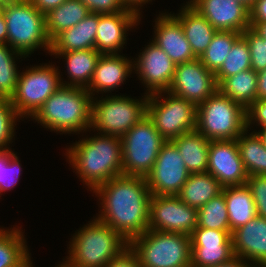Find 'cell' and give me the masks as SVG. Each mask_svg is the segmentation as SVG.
Wrapping results in <instances>:
<instances>
[{
    "label": "cell",
    "instance_id": "cell-37",
    "mask_svg": "<svg viewBox=\"0 0 266 267\" xmlns=\"http://www.w3.org/2000/svg\"><path fill=\"white\" fill-rule=\"evenodd\" d=\"M17 118L21 117L15 111L10 99L0 98V151L10 149L8 145L14 138Z\"/></svg>",
    "mask_w": 266,
    "mask_h": 267
},
{
    "label": "cell",
    "instance_id": "cell-24",
    "mask_svg": "<svg viewBox=\"0 0 266 267\" xmlns=\"http://www.w3.org/2000/svg\"><path fill=\"white\" fill-rule=\"evenodd\" d=\"M180 13L172 14L182 25L186 39L197 58L205 52L217 30L188 2L180 9Z\"/></svg>",
    "mask_w": 266,
    "mask_h": 267
},
{
    "label": "cell",
    "instance_id": "cell-42",
    "mask_svg": "<svg viewBox=\"0 0 266 267\" xmlns=\"http://www.w3.org/2000/svg\"><path fill=\"white\" fill-rule=\"evenodd\" d=\"M266 126V99H256L246 109V129H251L250 125Z\"/></svg>",
    "mask_w": 266,
    "mask_h": 267
},
{
    "label": "cell",
    "instance_id": "cell-9",
    "mask_svg": "<svg viewBox=\"0 0 266 267\" xmlns=\"http://www.w3.org/2000/svg\"><path fill=\"white\" fill-rule=\"evenodd\" d=\"M122 174L146 177L166 140L145 116L121 138Z\"/></svg>",
    "mask_w": 266,
    "mask_h": 267
},
{
    "label": "cell",
    "instance_id": "cell-5",
    "mask_svg": "<svg viewBox=\"0 0 266 267\" xmlns=\"http://www.w3.org/2000/svg\"><path fill=\"white\" fill-rule=\"evenodd\" d=\"M2 11L7 27L6 43L12 49L25 58L39 48L50 53L52 42L46 30V16L30 1L5 2Z\"/></svg>",
    "mask_w": 266,
    "mask_h": 267
},
{
    "label": "cell",
    "instance_id": "cell-26",
    "mask_svg": "<svg viewBox=\"0 0 266 267\" xmlns=\"http://www.w3.org/2000/svg\"><path fill=\"white\" fill-rule=\"evenodd\" d=\"M222 191L227 205L231 232L257 216L256 205L247 184L223 187Z\"/></svg>",
    "mask_w": 266,
    "mask_h": 267
},
{
    "label": "cell",
    "instance_id": "cell-15",
    "mask_svg": "<svg viewBox=\"0 0 266 267\" xmlns=\"http://www.w3.org/2000/svg\"><path fill=\"white\" fill-rule=\"evenodd\" d=\"M133 60V69L141 83L148 88L146 95L167 92L172 82L176 64L155 42L151 41Z\"/></svg>",
    "mask_w": 266,
    "mask_h": 267
},
{
    "label": "cell",
    "instance_id": "cell-19",
    "mask_svg": "<svg viewBox=\"0 0 266 267\" xmlns=\"http://www.w3.org/2000/svg\"><path fill=\"white\" fill-rule=\"evenodd\" d=\"M140 21V16L131 10L114 14H98L95 49L101 55L119 54L125 45L126 33Z\"/></svg>",
    "mask_w": 266,
    "mask_h": 267
},
{
    "label": "cell",
    "instance_id": "cell-49",
    "mask_svg": "<svg viewBox=\"0 0 266 267\" xmlns=\"http://www.w3.org/2000/svg\"><path fill=\"white\" fill-rule=\"evenodd\" d=\"M7 27L2 8H0V43H6Z\"/></svg>",
    "mask_w": 266,
    "mask_h": 267
},
{
    "label": "cell",
    "instance_id": "cell-18",
    "mask_svg": "<svg viewBox=\"0 0 266 267\" xmlns=\"http://www.w3.org/2000/svg\"><path fill=\"white\" fill-rule=\"evenodd\" d=\"M196 9L217 31L242 33L250 27V11L239 0H190Z\"/></svg>",
    "mask_w": 266,
    "mask_h": 267
},
{
    "label": "cell",
    "instance_id": "cell-4",
    "mask_svg": "<svg viewBox=\"0 0 266 267\" xmlns=\"http://www.w3.org/2000/svg\"><path fill=\"white\" fill-rule=\"evenodd\" d=\"M79 230L69 242L66 257L77 267H104L129 245L118 232L96 218Z\"/></svg>",
    "mask_w": 266,
    "mask_h": 267
},
{
    "label": "cell",
    "instance_id": "cell-55",
    "mask_svg": "<svg viewBox=\"0 0 266 267\" xmlns=\"http://www.w3.org/2000/svg\"><path fill=\"white\" fill-rule=\"evenodd\" d=\"M5 2H27L30 0H4Z\"/></svg>",
    "mask_w": 266,
    "mask_h": 267
},
{
    "label": "cell",
    "instance_id": "cell-34",
    "mask_svg": "<svg viewBox=\"0 0 266 267\" xmlns=\"http://www.w3.org/2000/svg\"><path fill=\"white\" fill-rule=\"evenodd\" d=\"M251 68L250 49L246 39L241 35L231 47L221 68L215 73V80L219 85L226 77Z\"/></svg>",
    "mask_w": 266,
    "mask_h": 267
},
{
    "label": "cell",
    "instance_id": "cell-13",
    "mask_svg": "<svg viewBox=\"0 0 266 267\" xmlns=\"http://www.w3.org/2000/svg\"><path fill=\"white\" fill-rule=\"evenodd\" d=\"M190 174L178 148L172 141H166L146 181L152 195H178Z\"/></svg>",
    "mask_w": 266,
    "mask_h": 267
},
{
    "label": "cell",
    "instance_id": "cell-3",
    "mask_svg": "<svg viewBox=\"0 0 266 267\" xmlns=\"http://www.w3.org/2000/svg\"><path fill=\"white\" fill-rule=\"evenodd\" d=\"M92 97L85 88L61 85L31 117L45 128L68 134L91 130Z\"/></svg>",
    "mask_w": 266,
    "mask_h": 267
},
{
    "label": "cell",
    "instance_id": "cell-20",
    "mask_svg": "<svg viewBox=\"0 0 266 267\" xmlns=\"http://www.w3.org/2000/svg\"><path fill=\"white\" fill-rule=\"evenodd\" d=\"M155 22L152 41L163 49L176 65L197 59L182 25L172 14L161 13Z\"/></svg>",
    "mask_w": 266,
    "mask_h": 267
},
{
    "label": "cell",
    "instance_id": "cell-30",
    "mask_svg": "<svg viewBox=\"0 0 266 267\" xmlns=\"http://www.w3.org/2000/svg\"><path fill=\"white\" fill-rule=\"evenodd\" d=\"M89 9L80 0H66L46 14V30L51 42L63 31L75 26L88 14Z\"/></svg>",
    "mask_w": 266,
    "mask_h": 267
},
{
    "label": "cell",
    "instance_id": "cell-52",
    "mask_svg": "<svg viewBox=\"0 0 266 267\" xmlns=\"http://www.w3.org/2000/svg\"><path fill=\"white\" fill-rule=\"evenodd\" d=\"M256 134V136L261 140L262 145L266 148V126L260 127V131L256 132L252 131Z\"/></svg>",
    "mask_w": 266,
    "mask_h": 267
},
{
    "label": "cell",
    "instance_id": "cell-45",
    "mask_svg": "<svg viewBox=\"0 0 266 267\" xmlns=\"http://www.w3.org/2000/svg\"><path fill=\"white\" fill-rule=\"evenodd\" d=\"M65 1L66 0H30L33 6L44 15L60 6Z\"/></svg>",
    "mask_w": 266,
    "mask_h": 267
},
{
    "label": "cell",
    "instance_id": "cell-21",
    "mask_svg": "<svg viewBox=\"0 0 266 267\" xmlns=\"http://www.w3.org/2000/svg\"><path fill=\"white\" fill-rule=\"evenodd\" d=\"M234 254L251 261L258 267H266V219L256 216L231 233ZM258 264V265H257Z\"/></svg>",
    "mask_w": 266,
    "mask_h": 267
},
{
    "label": "cell",
    "instance_id": "cell-22",
    "mask_svg": "<svg viewBox=\"0 0 266 267\" xmlns=\"http://www.w3.org/2000/svg\"><path fill=\"white\" fill-rule=\"evenodd\" d=\"M132 70L133 61L123 55H101L97 61L89 86L86 89L91 94V97L95 96V92H111L121 86V84H124L123 82L131 74Z\"/></svg>",
    "mask_w": 266,
    "mask_h": 267
},
{
    "label": "cell",
    "instance_id": "cell-47",
    "mask_svg": "<svg viewBox=\"0 0 266 267\" xmlns=\"http://www.w3.org/2000/svg\"><path fill=\"white\" fill-rule=\"evenodd\" d=\"M257 99H266V69L257 73Z\"/></svg>",
    "mask_w": 266,
    "mask_h": 267
},
{
    "label": "cell",
    "instance_id": "cell-2",
    "mask_svg": "<svg viewBox=\"0 0 266 267\" xmlns=\"http://www.w3.org/2000/svg\"><path fill=\"white\" fill-rule=\"evenodd\" d=\"M98 135L76 141L65 154L90 191L122 174L121 139L112 135Z\"/></svg>",
    "mask_w": 266,
    "mask_h": 267
},
{
    "label": "cell",
    "instance_id": "cell-28",
    "mask_svg": "<svg viewBox=\"0 0 266 267\" xmlns=\"http://www.w3.org/2000/svg\"><path fill=\"white\" fill-rule=\"evenodd\" d=\"M222 186L210 173H191L178 197L190 207L199 209L222 192Z\"/></svg>",
    "mask_w": 266,
    "mask_h": 267
},
{
    "label": "cell",
    "instance_id": "cell-39",
    "mask_svg": "<svg viewBox=\"0 0 266 267\" xmlns=\"http://www.w3.org/2000/svg\"><path fill=\"white\" fill-rule=\"evenodd\" d=\"M246 184L251 190L257 216L266 219V175L248 176Z\"/></svg>",
    "mask_w": 266,
    "mask_h": 267
},
{
    "label": "cell",
    "instance_id": "cell-32",
    "mask_svg": "<svg viewBox=\"0 0 266 267\" xmlns=\"http://www.w3.org/2000/svg\"><path fill=\"white\" fill-rule=\"evenodd\" d=\"M248 131L245 130L237 138L241 160L248 176L266 175V148L254 132L248 135Z\"/></svg>",
    "mask_w": 266,
    "mask_h": 267
},
{
    "label": "cell",
    "instance_id": "cell-36",
    "mask_svg": "<svg viewBox=\"0 0 266 267\" xmlns=\"http://www.w3.org/2000/svg\"><path fill=\"white\" fill-rule=\"evenodd\" d=\"M7 45V43H0V98L10 99L15 92L19 75L15 59L17 56L22 58L24 55Z\"/></svg>",
    "mask_w": 266,
    "mask_h": 267
},
{
    "label": "cell",
    "instance_id": "cell-23",
    "mask_svg": "<svg viewBox=\"0 0 266 267\" xmlns=\"http://www.w3.org/2000/svg\"><path fill=\"white\" fill-rule=\"evenodd\" d=\"M98 14L89 13L75 26L60 33L51 43L50 52H70L95 48Z\"/></svg>",
    "mask_w": 266,
    "mask_h": 267
},
{
    "label": "cell",
    "instance_id": "cell-53",
    "mask_svg": "<svg viewBox=\"0 0 266 267\" xmlns=\"http://www.w3.org/2000/svg\"><path fill=\"white\" fill-rule=\"evenodd\" d=\"M56 267H77L72 265L67 259Z\"/></svg>",
    "mask_w": 266,
    "mask_h": 267
},
{
    "label": "cell",
    "instance_id": "cell-50",
    "mask_svg": "<svg viewBox=\"0 0 266 267\" xmlns=\"http://www.w3.org/2000/svg\"><path fill=\"white\" fill-rule=\"evenodd\" d=\"M14 154L11 149L0 151V184H1V174H2V166H6L9 158Z\"/></svg>",
    "mask_w": 266,
    "mask_h": 267
},
{
    "label": "cell",
    "instance_id": "cell-38",
    "mask_svg": "<svg viewBox=\"0 0 266 267\" xmlns=\"http://www.w3.org/2000/svg\"><path fill=\"white\" fill-rule=\"evenodd\" d=\"M246 39L251 57V68L259 73L266 69V39L256 33L251 27L242 32Z\"/></svg>",
    "mask_w": 266,
    "mask_h": 267
},
{
    "label": "cell",
    "instance_id": "cell-7",
    "mask_svg": "<svg viewBox=\"0 0 266 267\" xmlns=\"http://www.w3.org/2000/svg\"><path fill=\"white\" fill-rule=\"evenodd\" d=\"M129 245L142 267H191L189 235L148 229L133 238Z\"/></svg>",
    "mask_w": 266,
    "mask_h": 267
},
{
    "label": "cell",
    "instance_id": "cell-54",
    "mask_svg": "<svg viewBox=\"0 0 266 267\" xmlns=\"http://www.w3.org/2000/svg\"><path fill=\"white\" fill-rule=\"evenodd\" d=\"M239 1L243 2L247 7L250 8L255 3L256 0H239Z\"/></svg>",
    "mask_w": 266,
    "mask_h": 267
},
{
    "label": "cell",
    "instance_id": "cell-25",
    "mask_svg": "<svg viewBox=\"0 0 266 267\" xmlns=\"http://www.w3.org/2000/svg\"><path fill=\"white\" fill-rule=\"evenodd\" d=\"M51 55L63 56L66 60L67 74L70 82L61 83L63 86L87 88L92 79L97 61L101 54L95 49L77 50L70 52H50Z\"/></svg>",
    "mask_w": 266,
    "mask_h": 267
},
{
    "label": "cell",
    "instance_id": "cell-46",
    "mask_svg": "<svg viewBox=\"0 0 266 267\" xmlns=\"http://www.w3.org/2000/svg\"><path fill=\"white\" fill-rule=\"evenodd\" d=\"M248 262L249 261L246 262L245 259H242L235 255L233 258L229 259L228 261H225V262H222L221 264L213 265L210 267H258L256 265L253 266L251 263L249 265Z\"/></svg>",
    "mask_w": 266,
    "mask_h": 267
},
{
    "label": "cell",
    "instance_id": "cell-43",
    "mask_svg": "<svg viewBox=\"0 0 266 267\" xmlns=\"http://www.w3.org/2000/svg\"><path fill=\"white\" fill-rule=\"evenodd\" d=\"M104 267H142L136 252L128 245Z\"/></svg>",
    "mask_w": 266,
    "mask_h": 267
},
{
    "label": "cell",
    "instance_id": "cell-41",
    "mask_svg": "<svg viewBox=\"0 0 266 267\" xmlns=\"http://www.w3.org/2000/svg\"><path fill=\"white\" fill-rule=\"evenodd\" d=\"M88 7L90 13L114 14L128 9L122 4L121 0H80Z\"/></svg>",
    "mask_w": 266,
    "mask_h": 267
},
{
    "label": "cell",
    "instance_id": "cell-11",
    "mask_svg": "<svg viewBox=\"0 0 266 267\" xmlns=\"http://www.w3.org/2000/svg\"><path fill=\"white\" fill-rule=\"evenodd\" d=\"M52 64H42L26 69L18 75L10 102L21 117H32L44 102L62 85L63 79Z\"/></svg>",
    "mask_w": 266,
    "mask_h": 267
},
{
    "label": "cell",
    "instance_id": "cell-48",
    "mask_svg": "<svg viewBox=\"0 0 266 267\" xmlns=\"http://www.w3.org/2000/svg\"><path fill=\"white\" fill-rule=\"evenodd\" d=\"M152 0H121L126 9H129L140 16V8L142 5Z\"/></svg>",
    "mask_w": 266,
    "mask_h": 267
},
{
    "label": "cell",
    "instance_id": "cell-27",
    "mask_svg": "<svg viewBox=\"0 0 266 267\" xmlns=\"http://www.w3.org/2000/svg\"><path fill=\"white\" fill-rule=\"evenodd\" d=\"M171 141L178 148L190 173L207 172L210 140L195 130L175 137Z\"/></svg>",
    "mask_w": 266,
    "mask_h": 267
},
{
    "label": "cell",
    "instance_id": "cell-1",
    "mask_svg": "<svg viewBox=\"0 0 266 267\" xmlns=\"http://www.w3.org/2000/svg\"><path fill=\"white\" fill-rule=\"evenodd\" d=\"M93 193L101 200L96 219L110 226L126 241L148 230L151 191L146 177L121 174L99 185Z\"/></svg>",
    "mask_w": 266,
    "mask_h": 267
},
{
    "label": "cell",
    "instance_id": "cell-35",
    "mask_svg": "<svg viewBox=\"0 0 266 267\" xmlns=\"http://www.w3.org/2000/svg\"><path fill=\"white\" fill-rule=\"evenodd\" d=\"M197 226L208 229L230 231L227 205L223 191L197 209Z\"/></svg>",
    "mask_w": 266,
    "mask_h": 267
},
{
    "label": "cell",
    "instance_id": "cell-16",
    "mask_svg": "<svg viewBox=\"0 0 266 267\" xmlns=\"http://www.w3.org/2000/svg\"><path fill=\"white\" fill-rule=\"evenodd\" d=\"M207 172L222 187L246 184L248 174L239 155L237 139L210 141Z\"/></svg>",
    "mask_w": 266,
    "mask_h": 267
},
{
    "label": "cell",
    "instance_id": "cell-8",
    "mask_svg": "<svg viewBox=\"0 0 266 267\" xmlns=\"http://www.w3.org/2000/svg\"><path fill=\"white\" fill-rule=\"evenodd\" d=\"M142 97L133 99L124 95H112L101 100L92 97V130L96 129L99 134L121 138L147 116L148 95Z\"/></svg>",
    "mask_w": 266,
    "mask_h": 267
},
{
    "label": "cell",
    "instance_id": "cell-29",
    "mask_svg": "<svg viewBox=\"0 0 266 267\" xmlns=\"http://www.w3.org/2000/svg\"><path fill=\"white\" fill-rule=\"evenodd\" d=\"M20 227L0 230V267H33Z\"/></svg>",
    "mask_w": 266,
    "mask_h": 267
},
{
    "label": "cell",
    "instance_id": "cell-40",
    "mask_svg": "<svg viewBox=\"0 0 266 267\" xmlns=\"http://www.w3.org/2000/svg\"><path fill=\"white\" fill-rule=\"evenodd\" d=\"M17 155L14 153L6 166H2L1 184H0V197L1 192L13 189L20 178L21 164L19 163Z\"/></svg>",
    "mask_w": 266,
    "mask_h": 267
},
{
    "label": "cell",
    "instance_id": "cell-12",
    "mask_svg": "<svg viewBox=\"0 0 266 267\" xmlns=\"http://www.w3.org/2000/svg\"><path fill=\"white\" fill-rule=\"evenodd\" d=\"M197 226V209L177 195H151L148 229L191 235Z\"/></svg>",
    "mask_w": 266,
    "mask_h": 267
},
{
    "label": "cell",
    "instance_id": "cell-44",
    "mask_svg": "<svg viewBox=\"0 0 266 267\" xmlns=\"http://www.w3.org/2000/svg\"><path fill=\"white\" fill-rule=\"evenodd\" d=\"M249 11L250 22H266V0H256Z\"/></svg>",
    "mask_w": 266,
    "mask_h": 267
},
{
    "label": "cell",
    "instance_id": "cell-6",
    "mask_svg": "<svg viewBox=\"0 0 266 267\" xmlns=\"http://www.w3.org/2000/svg\"><path fill=\"white\" fill-rule=\"evenodd\" d=\"M196 130L208 140L237 139L246 129V109L217 90L197 105Z\"/></svg>",
    "mask_w": 266,
    "mask_h": 267
},
{
    "label": "cell",
    "instance_id": "cell-33",
    "mask_svg": "<svg viewBox=\"0 0 266 267\" xmlns=\"http://www.w3.org/2000/svg\"><path fill=\"white\" fill-rule=\"evenodd\" d=\"M241 35L242 33L235 31H217L199 58L202 64L215 74L221 68L234 42Z\"/></svg>",
    "mask_w": 266,
    "mask_h": 267
},
{
    "label": "cell",
    "instance_id": "cell-56",
    "mask_svg": "<svg viewBox=\"0 0 266 267\" xmlns=\"http://www.w3.org/2000/svg\"><path fill=\"white\" fill-rule=\"evenodd\" d=\"M4 4H5V1L4 0H0V8H3Z\"/></svg>",
    "mask_w": 266,
    "mask_h": 267
},
{
    "label": "cell",
    "instance_id": "cell-31",
    "mask_svg": "<svg viewBox=\"0 0 266 267\" xmlns=\"http://www.w3.org/2000/svg\"><path fill=\"white\" fill-rule=\"evenodd\" d=\"M218 90L247 109L257 99V73L249 69L226 77Z\"/></svg>",
    "mask_w": 266,
    "mask_h": 267
},
{
    "label": "cell",
    "instance_id": "cell-10",
    "mask_svg": "<svg viewBox=\"0 0 266 267\" xmlns=\"http://www.w3.org/2000/svg\"><path fill=\"white\" fill-rule=\"evenodd\" d=\"M147 116L159 134L166 141H171L196 130L197 105L169 92L154 93L148 95Z\"/></svg>",
    "mask_w": 266,
    "mask_h": 267
},
{
    "label": "cell",
    "instance_id": "cell-17",
    "mask_svg": "<svg viewBox=\"0 0 266 267\" xmlns=\"http://www.w3.org/2000/svg\"><path fill=\"white\" fill-rule=\"evenodd\" d=\"M231 231L196 226L191 233V267H210L235 256Z\"/></svg>",
    "mask_w": 266,
    "mask_h": 267
},
{
    "label": "cell",
    "instance_id": "cell-14",
    "mask_svg": "<svg viewBox=\"0 0 266 267\" xmlns=\"http://www.w3.org/2000/svg\"><path fill=\"white\" fill-rule=\"evenodd\" d=\"M218 90L215 74L199 58L176 65L167 92L189 100L196 105L204 102Z\"/></svg>",
    "mask_w": 266,
    "mask_h": 267
},
{
    "label": "cell",
    "instance_id": "cell-51",
    "mask_svg": "<svg viewBox=\"0 0 266 267\" xmlns=\"http://www.w3.org/2000/svg\"><path fill=\"white\" fill-rule=\"evenodd\" d=\"M250 27L261 37L266 39V22H250Z\"/></svg>",
    "mask_w": 266,
    "mask_h": 267
}]
</instances>
